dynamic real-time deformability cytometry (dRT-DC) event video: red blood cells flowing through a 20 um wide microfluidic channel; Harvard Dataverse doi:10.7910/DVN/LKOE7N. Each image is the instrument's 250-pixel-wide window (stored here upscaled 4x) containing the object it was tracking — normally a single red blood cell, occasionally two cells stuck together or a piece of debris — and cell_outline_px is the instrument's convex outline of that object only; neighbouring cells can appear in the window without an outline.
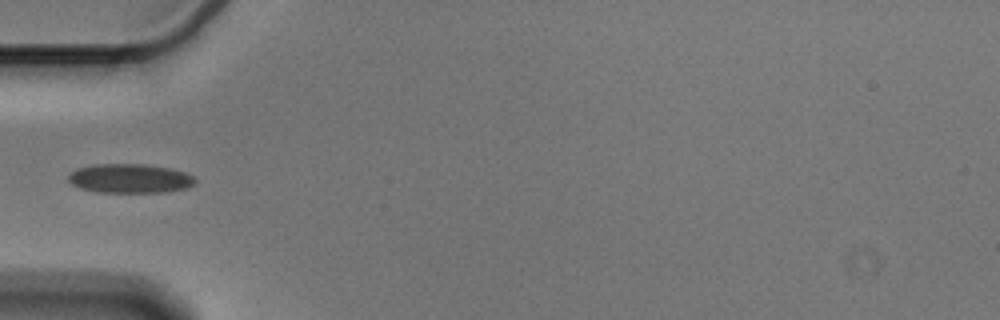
{"species": "Egyptian fruit bat (a non-hibernating species)", "species_latin": "Rousettus aegyptiacus", "temperature_condition": "cold", "stored_images_in_passage": 38, "camera_frame_rate_fps": 3000, "um_per_image_px": 0.085, "animal": {"sex": "male"}, "frame": {"image": 1, "passage_image": 1, "time_ms": 0.0, "image_size_px": [1000, 320], "cell_outline_px": [[196, 184], [188, 188], [168, 192], [96, 192], [80, 188], [72, 184], [68, 180], [68, 172], [76, 168], [92, 164], [148, 164], [172, 168], [184, 172], [192, 176], [196, 180]], "centroid_in_image_um": [11.04, 15.16], "position_along_channel_um": 74.0, "area_um2": 21.96}}
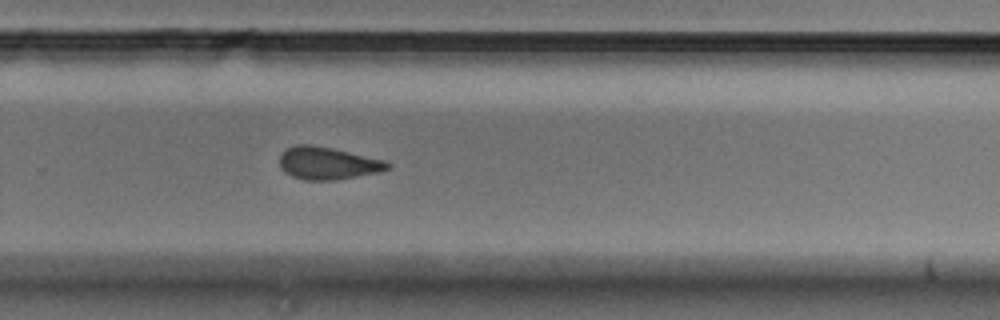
{"frame": {"image": 2, "passage_image": 20, "time_ms": 6.333, "image_size_px": [1000, 320], "cell_outline_px": [[392, 168], [380, 172], [336, 180], [304, 180], [292, 176], [284, 172], [280, 168], [280, 152], [284, 148], [296, 144], [312, 144], [332, 148], [384, 160], [392, 164]], "centroid_in_image_um": [27.83, 13.87], "position_along_channel_um": 302.0, "area_um2": 20.75}}
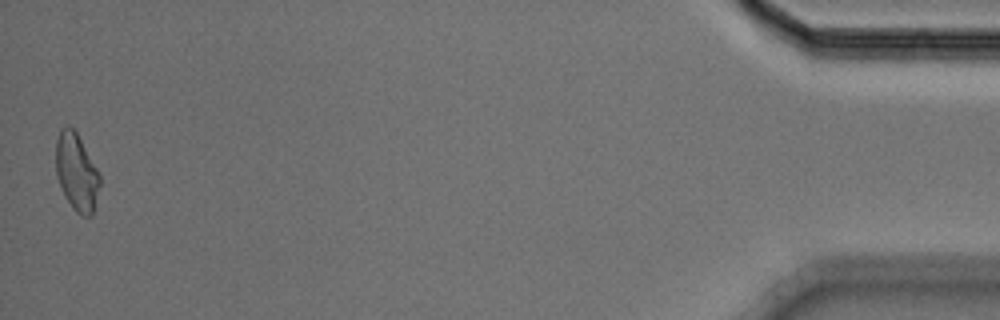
{"frame": {"image": 3, "passage_image": 38, "time_ms": 12.333, "image_size_px": [1000, 320], "cell_outline_px": [[100, 184], [92, 216], [80, 216], [72, 208], [64, 196], [56, 176], [56, 140], [60, 128], [68, 124], [76, 132], [96, 168], [100, 176]], "centroid_in_image_um": [6.48, 14.65], "position_along_channel_um": 428.7, "area_um2": 19.77}}